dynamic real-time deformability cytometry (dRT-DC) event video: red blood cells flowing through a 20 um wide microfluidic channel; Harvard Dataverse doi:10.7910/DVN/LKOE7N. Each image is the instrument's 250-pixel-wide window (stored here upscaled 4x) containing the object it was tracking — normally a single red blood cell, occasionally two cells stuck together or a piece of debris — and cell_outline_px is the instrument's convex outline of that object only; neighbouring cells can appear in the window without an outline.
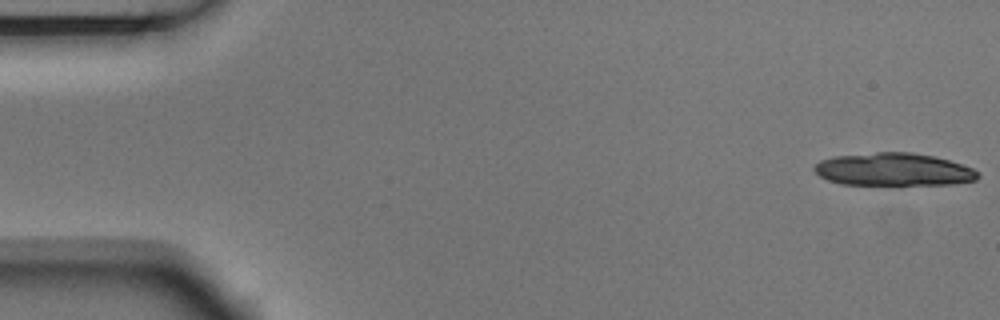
{"species": "Egyptian fruit bat (a non-hibernating species)", "species_latin": "Rousettus aegyptiacus", "temperature_condition": "room temperature", "stored_images_in_passage": 5, "camera_frame_rate_fps": 3000, "um_per_image_px": 0.085, "animal": {"sex": "male"}, "frame": {"image": 1, "passage_image": 1, "time_ms": 0.0, "image_size_px": [1000, 320], "cell_outline_px": [[980, 176], [976, 180], [956, 184], [900, 188], [840, 184], [828, 180], [820, 176], [812, 168], [820, 160], [832, 156], [876, 152], [912, 152], [936, 156], [972, 168], [980, 172]], "centroid_in_image_um": [75.98, 14.46], "position_along_channel_um": 9.0, "area_um2": 33.0}}